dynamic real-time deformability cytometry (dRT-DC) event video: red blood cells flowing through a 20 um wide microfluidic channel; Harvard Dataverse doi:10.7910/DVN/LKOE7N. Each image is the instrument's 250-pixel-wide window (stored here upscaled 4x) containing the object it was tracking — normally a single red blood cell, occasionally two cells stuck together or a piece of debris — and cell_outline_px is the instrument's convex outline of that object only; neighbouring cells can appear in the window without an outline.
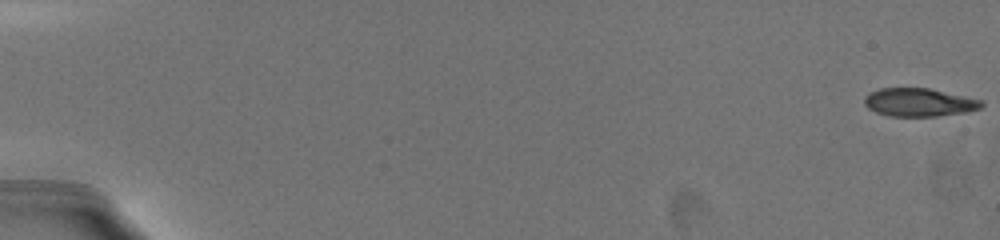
{"species": "common noctule bat (a hibernating species)", "species_latin": "Nyctalus noctula", "temperature_condition": "warm", "stored_images_in_passage": 27, "camera_frame_rate_fps": 3000, "um_per_image_px": 0.085, "animal": {"sex": "female", "body_mass_g": 19.5, "forearm_length_mm": 54.1}, "frame": {"image": 1, "passage_image": 1, "time_ms": 0.0, "image_size_px": [1000, 240], "cell_outline_px": [[984, 104], [980, 108], [968, 112], [936, 116], [888, 116], [876, 112], [868, 108], [864, 104], [864, 96], [868, 92], [880, 88], [928, 88], [984, 100]], "centroid_in_image_um": [78.11, 8.69], "position_along_channel_um": 6.9, "area_um2": 19.42}}
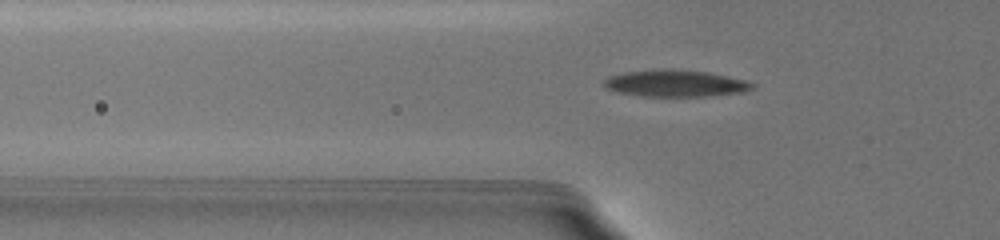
{"frame": {"image": 2, "passage_image": 23, "time_ms": 7.0, "image_size_px": [1000, 240], "cell_outline_px": [[756, 84], [752, 88], [740, 92], [708, 96], [640, 96], [616, 92], [608, 88], [604, 84], [604, 80], [608, 76], [624, 72], [660, 68], [672, 68], [708, 72], [744, 80]], "centroid_in_image_um": [57.36, 7.07], "position_along_channel_um": 68.4, "area_um2": 23.18}}
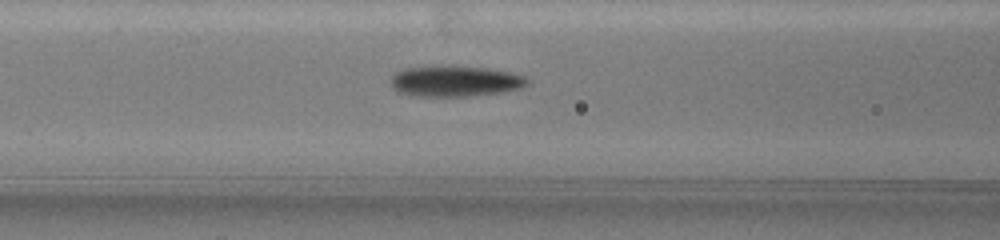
{"frame": {"image": 3, "passage_image": 26, "time_ms": 8.667, "image_size_px": [1000, 240], "cell_outline_px": [[528, 84], [524, 88], [504, 92], [468, 96], [416, 96], [396, 92], [392, 88], [392, 76], [396, 72], [404, 68], [448, 64], [452, 64], [488, 68], [512, 72], [524, 76], [528, 80]], "centroid_in_image_um": [38.7, 6.88], "position_along_channel_um": 127.9, "area_um2": 25.2}}